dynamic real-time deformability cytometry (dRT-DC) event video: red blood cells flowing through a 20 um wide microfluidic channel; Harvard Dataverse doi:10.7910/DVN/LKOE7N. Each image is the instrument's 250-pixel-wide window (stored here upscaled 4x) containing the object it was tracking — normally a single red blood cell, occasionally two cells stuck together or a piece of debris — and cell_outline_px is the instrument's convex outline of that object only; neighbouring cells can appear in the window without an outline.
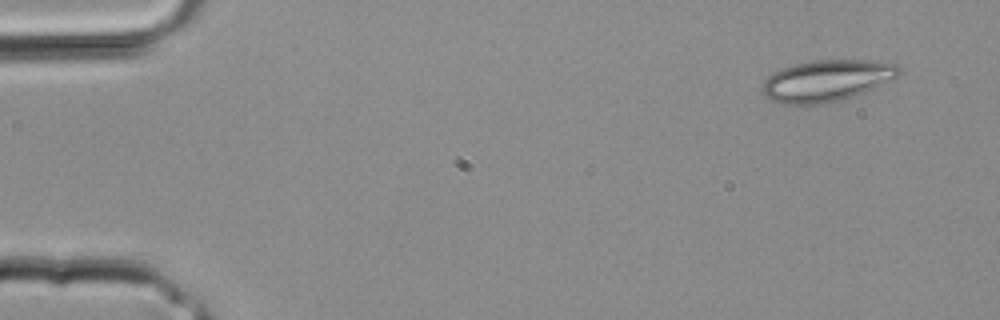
{"species": "common noctule bat (a hibernating species)", "species_latin": "Nyctalus noctula", "temperature_condition": "room temperature", "stored_images_in_passage": 9, "camera_frame_rate_fps": 3000, "um_per_image_px": 0.085, "animal": {"sex": "male", "body_mass_g": 20.4}, "frame": {"image": 1, "passage_image": 1, "time_ms": 0.0, "image_size_px": [1000, 320], "cell_outline_px": [[900, 72], [892, 80], [864, 92], [840, 100], [824, 104], [780, 104], [764, 96], [760, 92], [760, 88], [764, 80], [772, 72], [780, 68], [812, 60], [876, 60], [896, 64], [900, 68]], "centroid_in_image_um": [70.22, 6.85], "position_along_channel_um": 14.8, "area_um2": 33.29}}